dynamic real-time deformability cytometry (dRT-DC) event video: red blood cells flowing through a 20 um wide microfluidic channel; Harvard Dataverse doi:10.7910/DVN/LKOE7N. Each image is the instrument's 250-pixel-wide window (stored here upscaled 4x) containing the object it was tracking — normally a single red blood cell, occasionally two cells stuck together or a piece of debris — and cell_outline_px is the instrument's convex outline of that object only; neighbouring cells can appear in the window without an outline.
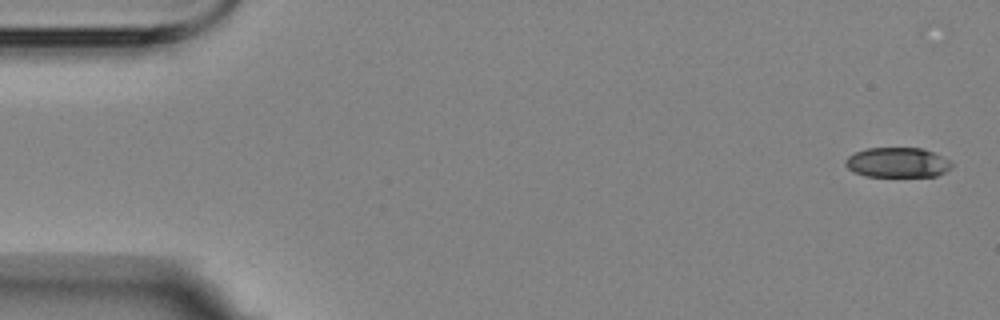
{"species": "Egyptian fruit bat (a non-hibernating species)", "species_latin": "Rousettus aegyptiacus", "temperature_condition": "room temperature", "stored_images_in_passage": 6, "camera_frame_rate_fps": 3000, "um_per_image_px": 0.085, "animal": {"sex": "female"}, "frame": {"image": 1, "passage_image": 1, "time_ms": 0.0, "image_size_px": [1000, 320], "cell_outline_px": [[952, 168], [936, 176], [864, 176], [848, 168], [844, 164], [844, 160], [848, 156], [856, 152], [868, 148], [924, 148], [948, 160], [952, 164]], "centroid_in_image_um": [76.27, 13.81], "position_along_channel_um": 8.7, "area_um2": 18.38}}